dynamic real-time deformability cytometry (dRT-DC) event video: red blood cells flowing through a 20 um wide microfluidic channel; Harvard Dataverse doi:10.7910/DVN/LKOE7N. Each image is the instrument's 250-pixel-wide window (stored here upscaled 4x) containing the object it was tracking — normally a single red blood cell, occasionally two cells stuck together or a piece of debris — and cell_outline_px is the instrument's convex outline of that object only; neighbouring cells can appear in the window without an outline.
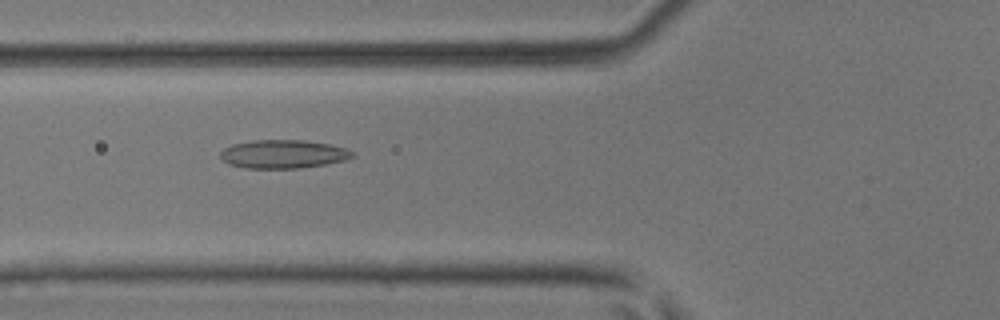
{"species": "common noctule bat (a hibernating species)", "species_latin": "Nyctalus noctula", "temperature_condition": "room temperature", "stored_images_in_passage": 47, "camera_frame_rate_fps": 3000, "um_per_image_px": 0.085, "animal": {"sex": "male", "body_mass_g": 17.9, "forearm_length_mm": 54.2}, "frame": {"image": 1, "passage_image": 19, "time_ms": 6.0, "image_size_px": [1000, 320], "cell_outline_px": [[356, 156], [344, 160], [324, 164], [300, 168], [244, 168], [228, 164], [220, 156], [220, 152], [224, 148], [232, 144], [252, 140], [304, 140], [328, 144], [344, 148], [352, 152]], "centroid_in_image_um": [24.03, 13.09], "position_along_channel_um": 101.8, "area_um2": 21.79}}
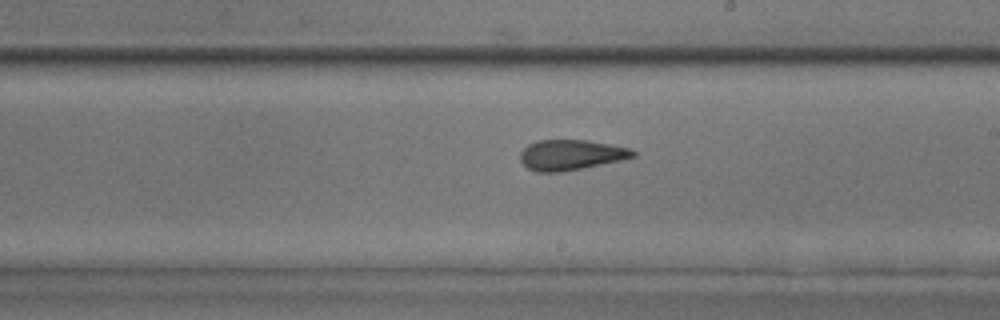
{"frame": {"image": 2, "passage_image": 29, "time_ms": 9.333, "image_size_px": [1000, 320], "cell_outline_px": [[636, 156], [620, 160], [560, 172], [536, 172], [528, 168], [520, 160], [520, 152], [528, 144], [536, 140], [588, 140], [632, 148], [636, 152]], "centroid_in_image_um": [48.52, 13.15], "position_along_channel_um": 240.5, "area_um2": 19.88}}
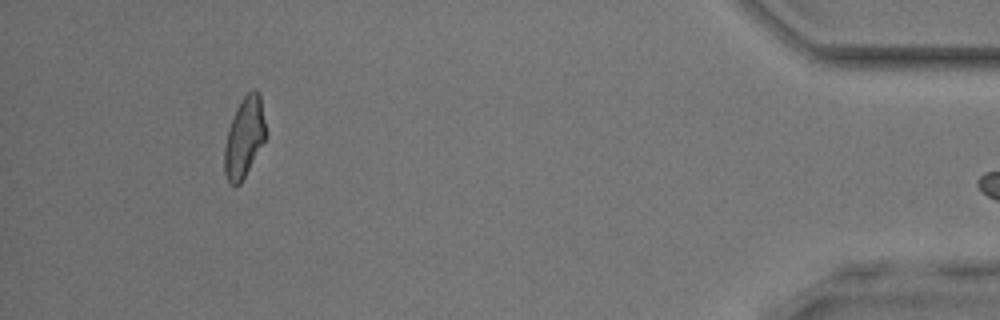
{"frame": {"image": 3, "passage_image": 46, "time_ms": 15.0, "image_size_px": [1000, 320], "cell_outline_px": [[264, 140], [240, 184], [236, 188], [228, 180], [224, 172], [224, 148], [228, 128], [236, 108], [240, 100], [252, 88], [256, 88], [260, 92], [264, 120]], "centroid_in_image_um": [20.73, 11.64], "position_along_channel_um": 414.5, "area_um2": 19.02}}